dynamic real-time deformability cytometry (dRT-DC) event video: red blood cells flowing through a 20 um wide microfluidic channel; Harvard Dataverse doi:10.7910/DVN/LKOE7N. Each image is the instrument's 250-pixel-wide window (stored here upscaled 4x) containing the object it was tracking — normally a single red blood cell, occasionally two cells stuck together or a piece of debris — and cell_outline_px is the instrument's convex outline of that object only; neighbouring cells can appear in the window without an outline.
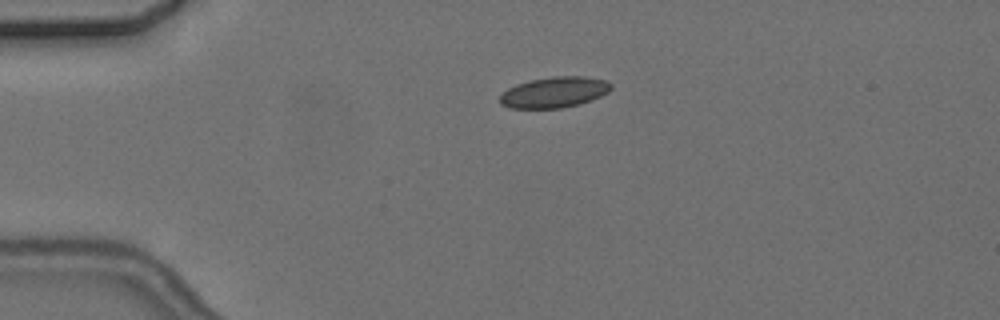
{"species": "common noctule bat (a hibernating species)", "species_latin": "Nyctalus noctula", "temperature_condition": "cold", "stored_images_in_passage": 3, "camera_frame_rate_fps": 3000, "um_per_image_px": 0.085, "animal": {"sex": "female", "body_mass_g": 24.6, "forearm_length_mm": 56.2}, "frame": {"image": 1, "passage_image": 1, "time_ms": 0.0, "image_size_px": [1000, 320], "cell_outline_px": [[612, 88], [608, 92], [592, 100], [580, 104], [560, 108], [508, 108], [500, 104], [500, 96], [508, 88], [516, 84], [532, 80], [552, 76], [584, 76], [608, 80], [612, 84]], "centroid_in_image_um": [47.14, 7.84], "position_along_channel_um": 37.9, "area_um2": 20.06}}